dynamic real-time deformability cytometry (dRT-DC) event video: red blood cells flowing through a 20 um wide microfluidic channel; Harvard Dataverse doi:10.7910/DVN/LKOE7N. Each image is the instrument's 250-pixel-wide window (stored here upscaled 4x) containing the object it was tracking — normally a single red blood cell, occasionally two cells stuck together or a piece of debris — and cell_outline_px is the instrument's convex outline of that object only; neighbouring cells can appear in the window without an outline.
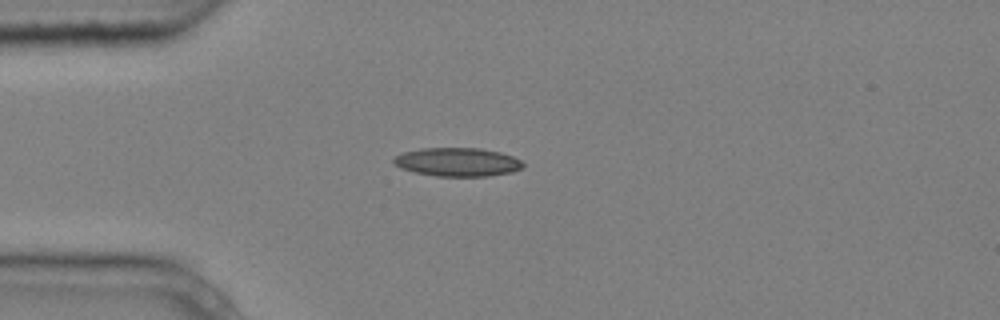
{"species": "common noctule bat (a hibernating species)", "species_latin": "Nyctalus noctula", "temperature_condition": "cold", "stored_images_in_passage": 1, "camera_frame_rate_fps": 3000, "um_per_image_px": 0.085, "animal": {"sex": "male", "body_mass_g": 20.4}, "frame": {"image": 1, "passage_image": 1, "time_ms": 0.0, "image_size_px": [1000, 320], "cell_outline_px": [[524, 168], [512, 172], [488, 176], [436, 176], [416, 172], [400, 168], [392, 164], [392, 160], [400, 152], [420, 148], [480, 148], [500, 152], [512, 156], [520, 160], [524, 164]], "centroid_in_image_um": [38.86, 13.77], "position_along_channel_um": 46.1, "area_um2": 21.73}}